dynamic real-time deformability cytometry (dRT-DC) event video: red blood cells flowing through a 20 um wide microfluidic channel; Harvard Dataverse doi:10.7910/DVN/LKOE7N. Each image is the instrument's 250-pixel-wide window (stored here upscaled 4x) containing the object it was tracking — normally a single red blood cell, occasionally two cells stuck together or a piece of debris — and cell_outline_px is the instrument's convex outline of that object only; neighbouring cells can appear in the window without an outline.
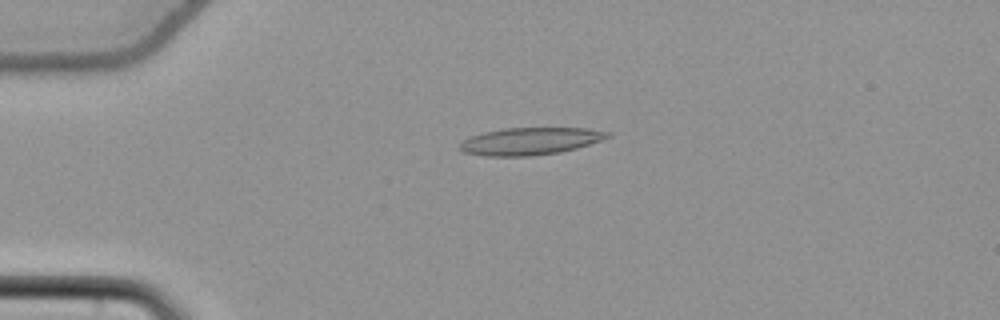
{"species": "common noctule bat (a hibernating species)", "species_latin": "Nyctalus noctula", "temperature_condition": "cold", "stored_images_in_passage": 53, "camera_frame_rate_fps": 3000, "um_per_image_px": 0.085, "animal": {"sex": "female", "body_mass_g": 22.7, "forearm_length_mm": 54.2}, "frame": {"image": 1, "passage_image": 12, "time_ms": 3.667, "image_size_px": [1000, 320], "cell_outline_px": [[612, 136], [576, 148], [560, 152], [532, 156], [484, 156], [464, 152], [460, 148], [460, 144], [464, 140], [472, 136], [484, 132], [504, 128], [588, 128], [612, 132]], "centroid_in_image_um": [45.09, 12.0], "position_along_channel_um": 39.9, "area_um2": 23.41}}
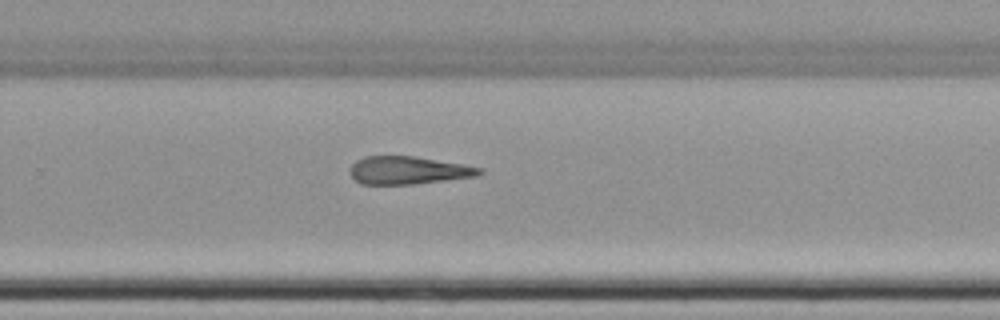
{"frame": {"image": 2, "passage_image": 35, "time_ms": 11.333, "image_size_px": [1000, 320], "cell_outline_px": [[484, 172], [476, 176], [412, 184], [360, 184], [352, 176], [352, 164], [356, 160], [364, 156], [412, 156], [460, 164], [480, 168]], "centroid_in_image_um": [34.66, 14.48], "position_along_channel_um": 295.1, "area_um2": 20.52}}
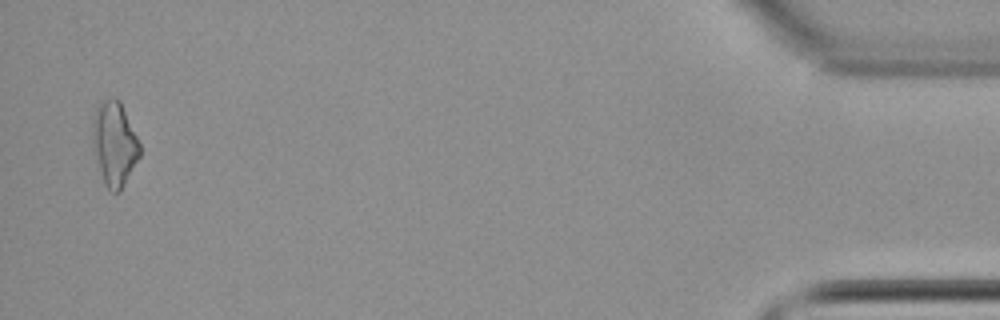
{"frame": {"image": 3, "passage_image": 52, "time_ms": 17.0, "image_size_px": [1000, 320], "cell_outline_px": [[140, 156], [120, 192], [108, 192], [100, 172], [92, 148], [92, 116], [96, 104], [112, 96], [116, 96], [120, 100], [140, 144]], "centroid_in_image_um": [9.69, 12.18], "position_along_channel_um": 425.5, "area_um2": 23.58}, "authors_computed_cell_mechanics": {"area_um2": 22.253, "velocity_mm_per_s": 3.7945, "shape_relaxation_time_tau1_ms": null, "shape_relaxation_time_tau2_ms": 7.2459, "deformation_change_tau1": null, "deformation_change_tau2": 0.2258}}